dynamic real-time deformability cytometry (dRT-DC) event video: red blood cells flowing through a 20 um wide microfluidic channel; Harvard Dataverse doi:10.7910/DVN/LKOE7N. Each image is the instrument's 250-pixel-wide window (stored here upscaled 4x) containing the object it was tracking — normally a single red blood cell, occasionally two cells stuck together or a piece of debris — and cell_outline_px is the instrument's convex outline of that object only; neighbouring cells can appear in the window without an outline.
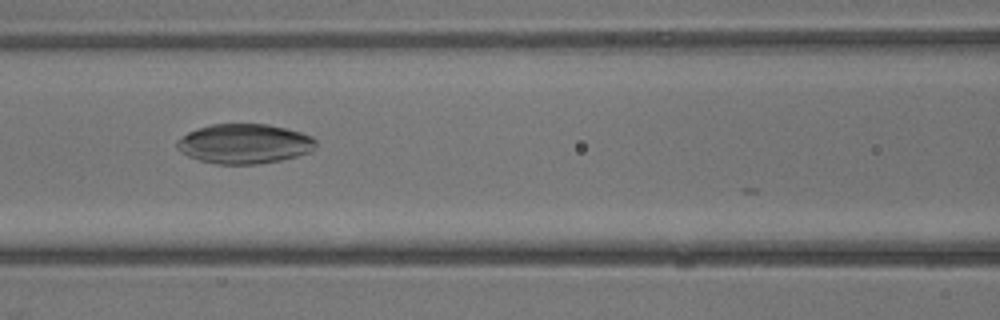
{"species": "common noctule bat (a hibernating species)", "species_latin": "Nyctalus noctula", "temperature_condition": "warm", "stored_images_in_passage": 15, "camera_frame_rate_fps": 3000, "um_per_image_px": 0.085, "animal": {"sex": "male", "body_mass_g": 13.3}, "frame": {"image": 1, "passage_image": 12, "time_ms": 3.667, "image_size_px": [1000, 320], "cell_outline_px": [[316, 148], [308, 152], [296, 156], [280, 160], [256, 164], [216, 164], [200, 160], [188, 156], [180, 152], [176, 148], [176, 140], [188, 132], [196, 128], [212, 124], [264, 124], [284, 128], [300, 132], [312, 136], [316, 140]], "centroid_in_image_um": [20.74, 12.22], "position_along_channel_um": 145.9, "area_um2": 32.14}}
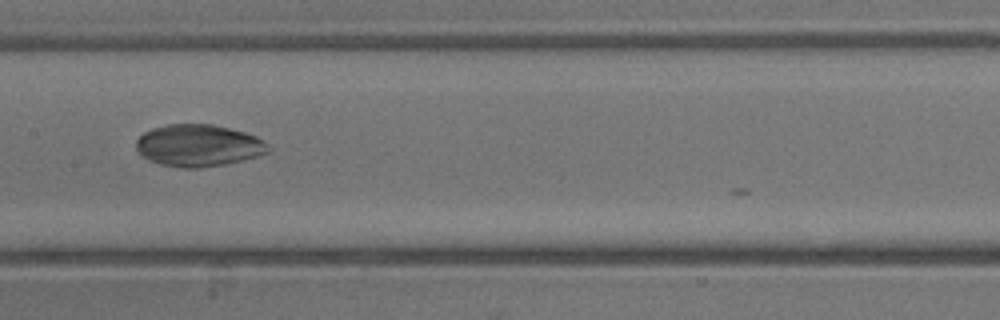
{"frame": {"image": 2, "passage_image": 14, "time_ms": 4.333, "image_size_px": [1000, 320], "cell_outline_px": [[272, 148], [268, 152], [256, 156], [224, 164], [200, 168], [184, 168], [160, 164], [148, 160], [136, 148], [136, 140], [144, 132], [152, 128], [168, 124], [212, 124], [244, 132], [256, 136], [264, 140]], "centroid_in_image_um": [16.87, 12.36], "position_along_channel_um": 190.5, "area_um2": 32.19}}